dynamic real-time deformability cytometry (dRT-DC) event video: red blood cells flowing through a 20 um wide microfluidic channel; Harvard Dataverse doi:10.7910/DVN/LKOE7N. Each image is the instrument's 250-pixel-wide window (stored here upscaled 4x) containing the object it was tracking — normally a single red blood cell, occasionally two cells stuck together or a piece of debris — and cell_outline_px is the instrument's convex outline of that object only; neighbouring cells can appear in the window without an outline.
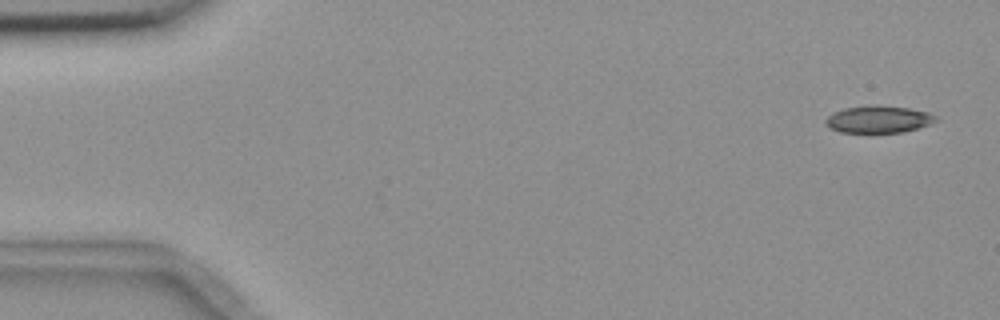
{"species": "common noctule bat (a hibernating species)", "species_latin": "Nyctalus noctula", "temperature_condition": "room temperature", "stored_images_in_passage": 5, "camera_frame_rate_fps": 3000, "um_per_image_px": 0.085, "animal": {"sex": "female", "body_mass_g": 18.4}, "frame": {"image": 1, "passage_image": 1, "time_ms": 0.0, "image_size_px": [1000, 320], "cell_outline_px": [[940, 120], [904, 132], [840, 132], [832, 128], [824, 120], [832, 112], [844, 108], [908, 108], [928, 112], [936, 116]], "centroid_in_image_um": [74.7, 10.18], "position_along_channel_um": 10.3, "area_um2": 16.42}}
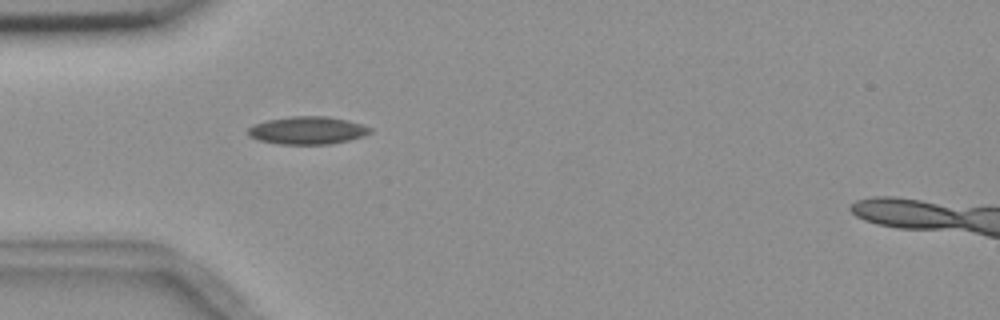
{"frame": {"image": 2, "passage_image": 5, "time_ms": 4.667, "image_size_px": [1000, 320], "cell_outline_px": [[372, 132], [364, 136], [332, 144], [280, 144], [260, 140], [248, 136], [248, 128], [252, 124], [268, 120], [292, 116], [328, 116], [348, 120], [372, 128]], "centroid_in_image_um": [26.14, 11.08], "position_along_channel_um": 58.9, "area_um2": 19.77}}